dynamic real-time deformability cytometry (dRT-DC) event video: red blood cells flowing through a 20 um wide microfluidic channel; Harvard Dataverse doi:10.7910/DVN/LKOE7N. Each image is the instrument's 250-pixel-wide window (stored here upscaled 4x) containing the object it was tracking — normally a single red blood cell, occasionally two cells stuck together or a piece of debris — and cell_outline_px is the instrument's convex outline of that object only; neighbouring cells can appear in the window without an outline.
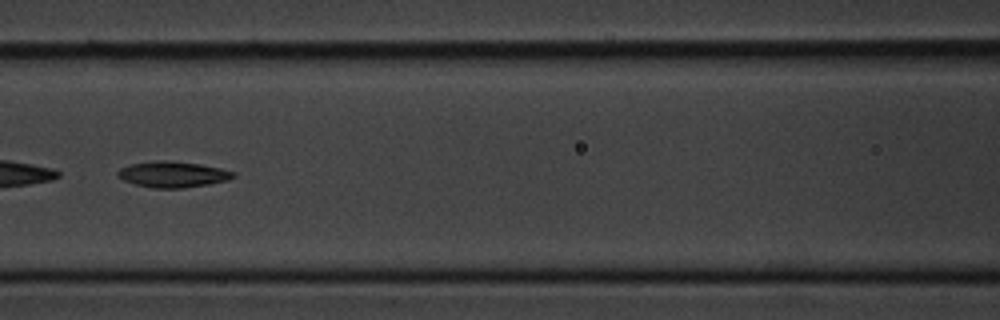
{"species": "common noctule bat (a hibernating species)", "species_latin": "Nyctalus noctula", "temperature_condition": "cold", "stored_images_in_passage": 55, "camera_frame_rate_fps": 3000, "um_per_image_px": 0.085, "animal": {"sex": "male", "body_mass_g": 20.1, "forearm_length_mm": 53.5}, "frame": {"image": 1, "passage_image": 24, "time_ms": 7.667, "image_size_px": [1000, 320], "cell_outline_px": [[236, 176], [228, 180], [208, 184], [180, 188], [152, 188], [136, 184], [124, 180], [116, 176], [116, 172], [120, 168], [128, 164], [160, 160], [164, 160], [200, 164], [220, 168], [236, 172]], "centroid_in_image_um": [14.67, 14.81], "position_along_channel_um": 151.9, "area_um2": 17.46}}
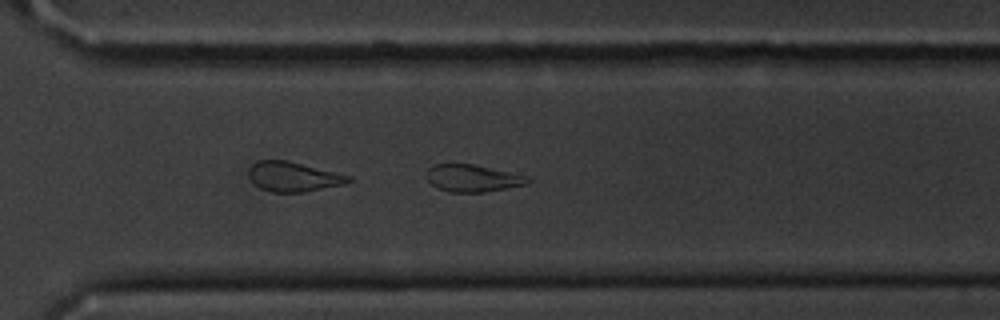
{"frame": {"image": 2, "passage_image": 39, "time_ms": 12.667, "image_size_px": [1000, 320], "cell_outline_px": [[532, 180], [528, 184], [484, 192], [448, 192], [436, 188], [428, 180], [428, 168], [432, 164], [472, 164], [528, 176]], "centroid_in_image_um": [40.18, 15.15], "position_along_channel_um": 330.4, "area_um2": 15.95}}
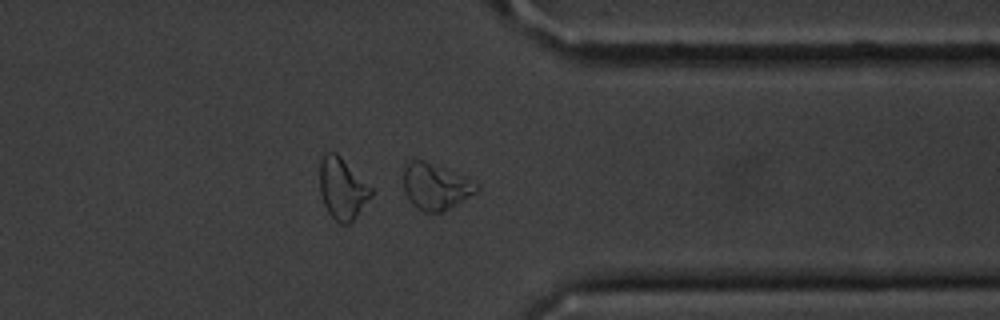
{"frame": {"image": 3, "passage_image": 43, "time_ms": 14.0, "image_size_px": [1000, 320], "cell_outline_px": [[480, 188], [476, 192], [448, 208], [440, 212], [424, 212], [416, 208], [408, 200], [404, 192], [404, 164], [408, 160], [424, 160], [464, 176], [480, 184]], "centroid_in_image_um": [36.99, 15.84], "position_along_channel_um": 374.4, "area_um2": 19.65}, "authors_computed_cell_mechanics": {"area_um2": 21.2126, "velocity_mm_per_s": 3.582, "shape_relaxation_time_tau1_ms": 2.3597, "shape_relaxation_time_tau2_ms": 8.7011, "deformation_change_tau1": 0.0891, "deformation_change_tau2": 0.1854}}